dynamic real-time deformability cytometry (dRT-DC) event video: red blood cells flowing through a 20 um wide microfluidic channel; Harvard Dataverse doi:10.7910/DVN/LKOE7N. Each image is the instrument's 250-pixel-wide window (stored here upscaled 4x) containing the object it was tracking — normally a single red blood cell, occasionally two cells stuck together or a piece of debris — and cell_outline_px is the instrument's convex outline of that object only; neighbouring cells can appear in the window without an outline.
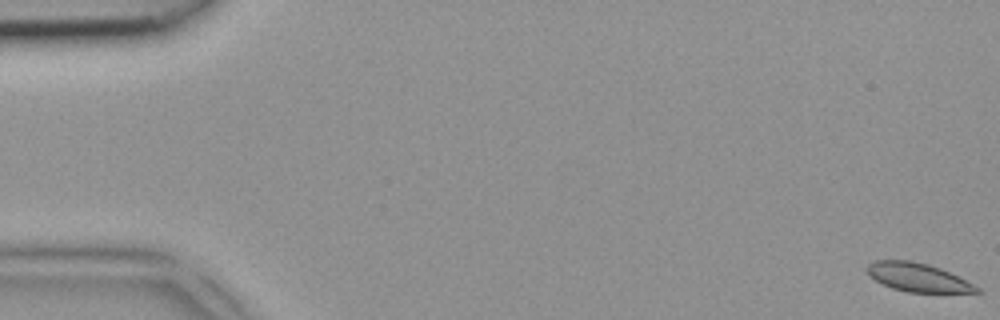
{"species": "common noctule bat (a hibernating species)", "species_latin": "Nyctalus noctula", "temperature_condition": "room temperature", "stored_images_in_passage": 5, "camera_frame_rate_fps": 3000, "um_per_image_px": 0.085, "animal": {"sex": "female", "body_mass_g": 18.4}, "frame": {"image": 1, "passage_image": 1, "time_ms": 0.0, "image_size_px": [1000, 320], "cell_outline_px": [[984, 292], [908, 292], [892, 288], [876, 280], [864, 268], [868, 264], [876, 260], [912, 260], [928, 264], [940, 268], [980, 288]], "centroid_in_image_um": [77.99, 23.56], "position_along_channel_um": 7.0, "area_um2": 17.92}}
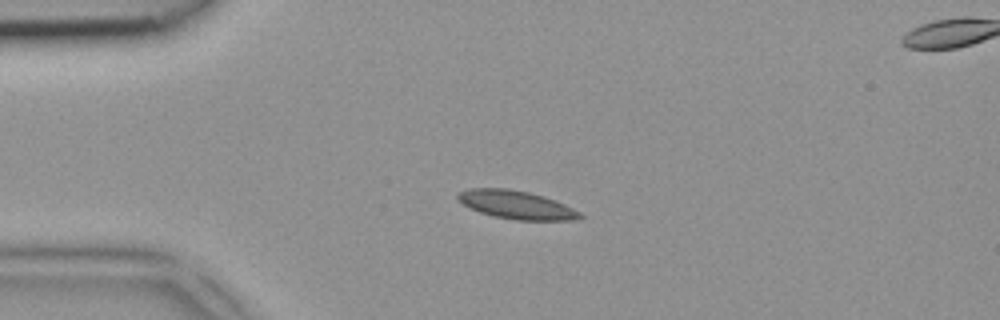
{"frame": {"image": 2, "passage_image": 4, "time_ms": 1.0, "image_size_px": [1000, 320], "cell_outline_px": [[584, 216], [576, 220], [516, 220], [492, 216], [480, 212], [464, 204], [456, 196], [456, 192], [472, 188], [508, 188], [528, 192], [544, 196], [556, 200], [580, 212]], "centroid_in_image_um": [43.9, 17.4], "position_along_channel_um": 41.1, "area_um2": 20.11}}